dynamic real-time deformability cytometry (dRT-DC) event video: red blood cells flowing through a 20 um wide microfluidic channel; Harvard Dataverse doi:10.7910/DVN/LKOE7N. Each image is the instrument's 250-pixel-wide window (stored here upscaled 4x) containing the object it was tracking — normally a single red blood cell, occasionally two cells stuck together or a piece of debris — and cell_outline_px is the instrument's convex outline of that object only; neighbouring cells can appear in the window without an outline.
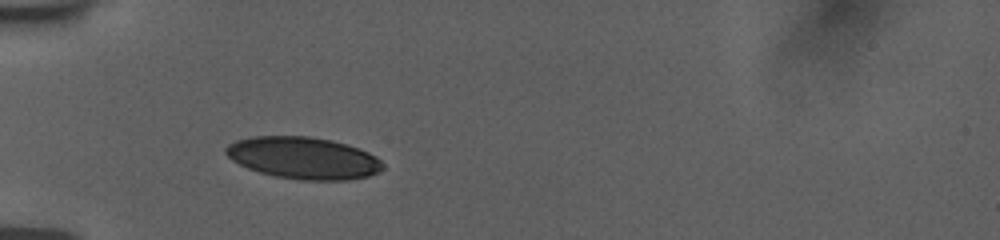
{"species": "human", "species_latin": "Homo sapiens", "temperature_condition": "room temperature", "stored_images_in_passage": 38, "camera_frame_rate_fps": 3000, "um_per_image_px": 0.085, "donor": {"sex": "female"}, "frame": {"image": 1, "passage_image": 1, "time_ms": 0.0, "image_size_px": [1000, 240], "cell_outline_px": [[384, 168], [368, 176], [348, 180], [300, 180], [276, 176], [260, 172], [248, 168], [232, 160], [224, 152], [224, 148], [228, 144], [236, 140], [252, 136], [308, 136], [332, 140], [368, 152], [376, 156], [384, 164]], "centroid_in_image_um": [25.77, 13.42], "position_along_channel_um": 59.2, "area_um2": 38.26}}
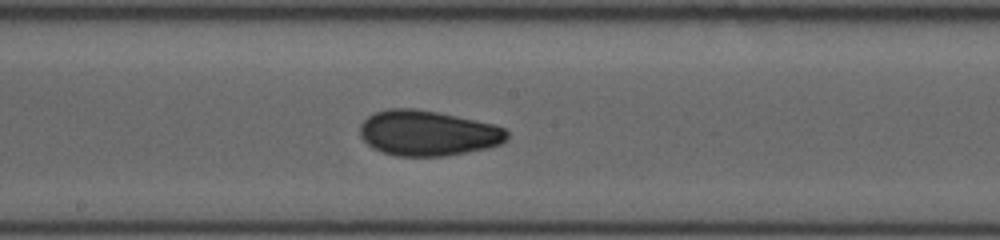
{"frame": {"image": 2, "passage_image": 14, "time_ms": 4.333, "image_size_px": [1000, 240], "cell_outline_px": [[508, 140], [500, 144], [488, 148], [444, 156], [396, 156], [380, 152], [372, 148], [360, 136], [360, 124], [368, 116], [376, 112], [388, 108], [416, 108], [496, 124], [504, 128], [508, 132]], "centroid_in_image_um": [36.36, 11.32], "position_along_channel_um": 211.8, "area_um2": 39.07}}
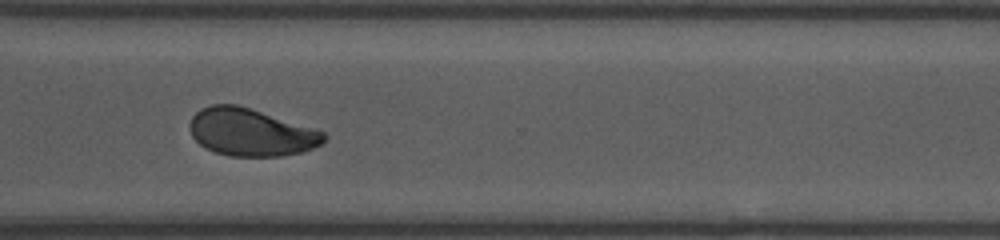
{"frame": {"image": 3, "passage_image": 25, "time_ms": 8.0, "image_size_px": [1000, 240], "cell_outline_px": [[328, 136], [320, 144], [312, 148], [300, 152], [280, 156], [228, 156], [204, 148], [192, 136], [188, 128], [188, 124], [192, 116], [200, 108], [212, 104], [236, 104], [316, 128], [324, 132]], "centroid_in_image_um": [21.3, 11.23], "position_along_channel_um": 349.3, "area_um2": 37.28}, "authors_computed_cell_mechanics": {"area_um2": 38.1769, "velocity_mm_per_s": 3.7616, "shape_relaxation_time_tau1_ms": 6.9108, "shape_relaxation_time_tau2_ms": 1.4704, "deformation_change_tau1": 0.1573, "deformation_change_tau2": 0.0491}}